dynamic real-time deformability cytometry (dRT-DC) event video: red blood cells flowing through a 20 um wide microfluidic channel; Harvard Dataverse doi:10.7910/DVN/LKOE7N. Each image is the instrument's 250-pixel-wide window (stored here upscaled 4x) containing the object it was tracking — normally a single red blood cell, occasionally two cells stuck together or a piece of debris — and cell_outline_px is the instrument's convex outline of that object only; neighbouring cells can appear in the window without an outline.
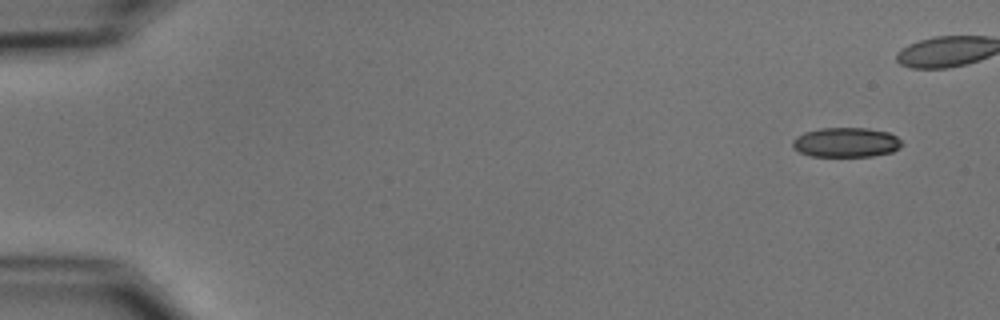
{"species": "common noctule bat (a hibernating species)", "species_latin": "Nyctalus noctula", "temperature_condition": "cold", "stored_images_in_passage": 3, "camera_frame_rate_fps": 3000, "um_per_image_px": 0.085, "animal": {"sex": "male", "body_mass_g": 15.6}, "frame": {"image": 1, "passage_image": 1, "time_ms": 0.0, "image_size_px": [1000, 320], "cell_outline_px": [[904, 144], [900, 148], [892, 152], [872, 156], [812, 156], [800, 152], [792, 148], [792, 140], [796, 136], [804, 132], [820, 128], [868, 128], [888, 132], [896, 136]], "centroid_in_image_um": [71.91, 12.1], "position_along_channel_um": 13.1, "area_um2": 19.02}}